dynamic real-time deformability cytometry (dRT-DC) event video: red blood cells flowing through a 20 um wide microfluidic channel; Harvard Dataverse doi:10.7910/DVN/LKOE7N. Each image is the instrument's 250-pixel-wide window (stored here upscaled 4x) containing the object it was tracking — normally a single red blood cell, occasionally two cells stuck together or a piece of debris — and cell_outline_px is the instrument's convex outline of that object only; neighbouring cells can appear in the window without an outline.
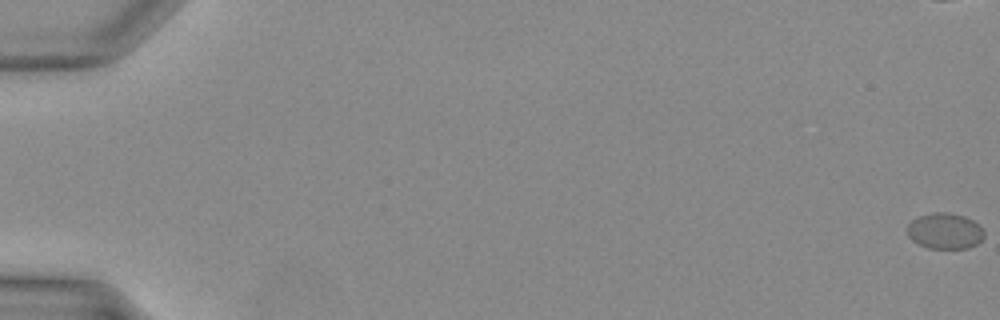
{"species": "Egyptian fruit bat (a non-hibernating species)", "species_latin": "Rousettus aegyptiacus", "temperature_condition": "warm", "stored_images_in_passage": 42, "camera_frame_rate_fps": 3000, "um_per_image_px": 0.085, "animal": {"sex": "female"}, "frame": {"image": 1, "passage_image": 1, "time_ms": 0.0, "image_size_px": [1000, 320], "cell_outline_px": [[984, 236], [976, 244], [968, 248], [928, 248], [912, 240], [908, 236], [908, 224], [912, 220], [920, 216], [932, 212], [948, 212], [964, 216], [972, 220], [984, 232]], "centroid_in_image_um": [80.3, 19.63], "position_along_channel_um": 4.7, "area_um2": 15.84}}
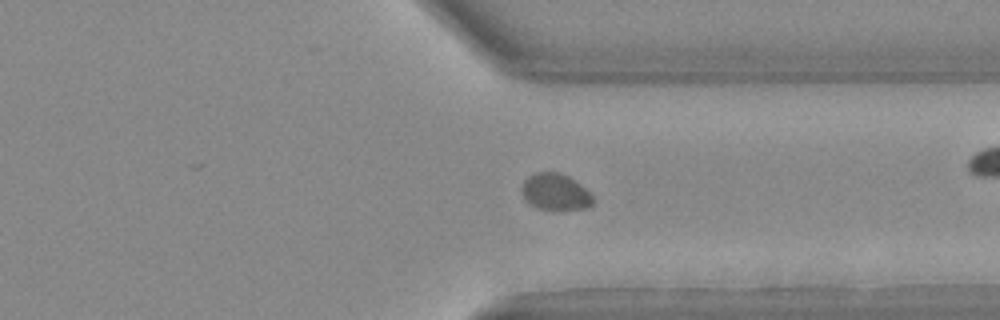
{"frame": {"image": 2, "passage_image": 32, "time_ms": 10.333, "image_size_px": [1000, 320], "cell_outline_px": [[592, 204], [588, 208], [536, 208], [528, 204], [524, 200], [520, 192], [520, 188], [524, 180], [528, 176], [536, 172], [560, 172], [568, 176], [580, 184], [592, 196]], "centroid_in_image_um": [47.12, 16.29], "position_along_channel_um": 364.3, "area_um2": 15.03}}
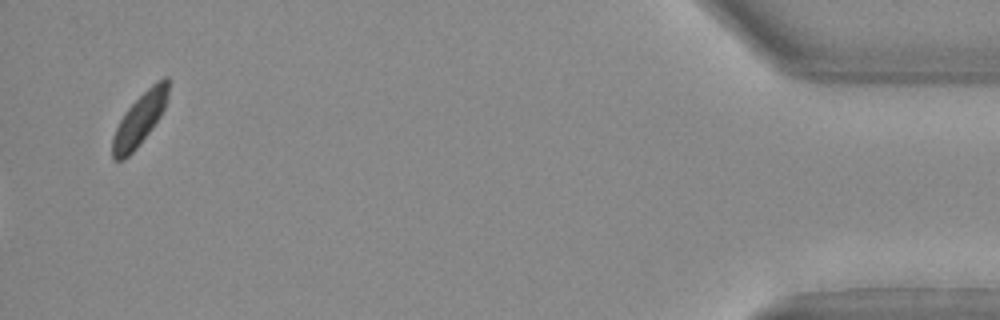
{"frame": {"image": 3, "passage_image": 42, "time_ms": 13.667, "image_size_px": [1000, 320], "cell_outline_px": [[168, 100], [160, 116], [152, 128], [136, 148], [124, 160], [112, 160], [112, 136], [124, 112], [152, 84], [164, 76], [168, 76]], "centroid_in_image_um": [11.86, 10.15], "position_along_channel_um": 423.3, "area_um2": 16.76}}